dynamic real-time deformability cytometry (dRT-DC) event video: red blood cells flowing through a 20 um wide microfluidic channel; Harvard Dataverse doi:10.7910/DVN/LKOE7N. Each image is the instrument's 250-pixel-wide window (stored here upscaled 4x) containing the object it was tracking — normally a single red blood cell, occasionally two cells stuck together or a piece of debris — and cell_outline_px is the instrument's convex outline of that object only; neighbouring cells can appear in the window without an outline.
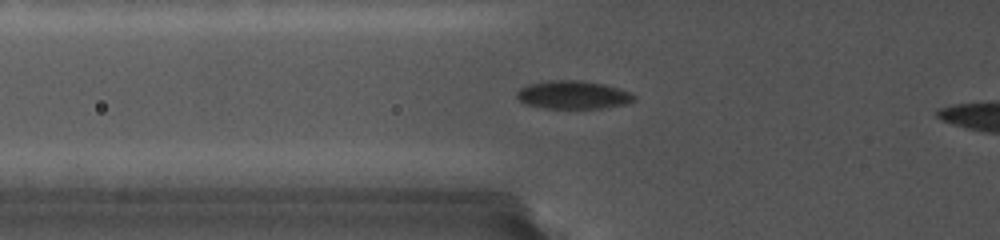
{"species": "common noctule bat (a hibernating species)", "species_latin": "Nyctalus noctula", "temperature_condition": "cold", "stored_images_in_passage": 14, "camera_frame_rate_fps": 5000, "um_per_image_px": 0.085, "animal": {"sex": "female", "body_mass_g": 19.0, "forearm_length_mm": 56.7}, "frame": {"image": 1, "passage_image": 12, "time_ms": 5.2, "image_size_px": [1000, 240], "cell_outline_px": [[636, 100], [628, 104], [604, 108], [544, 108], [524, 104], [516, 96], [516, 92], [520, 88], [532, 84], [560, 80], [572, 80], [600, 84], [616, 88], [628, 92], [636, 96]], "centroid_in_image_um": [48.72, 8.09], "position_along_channel_um": 77.1, "area_um2": 18.84}}